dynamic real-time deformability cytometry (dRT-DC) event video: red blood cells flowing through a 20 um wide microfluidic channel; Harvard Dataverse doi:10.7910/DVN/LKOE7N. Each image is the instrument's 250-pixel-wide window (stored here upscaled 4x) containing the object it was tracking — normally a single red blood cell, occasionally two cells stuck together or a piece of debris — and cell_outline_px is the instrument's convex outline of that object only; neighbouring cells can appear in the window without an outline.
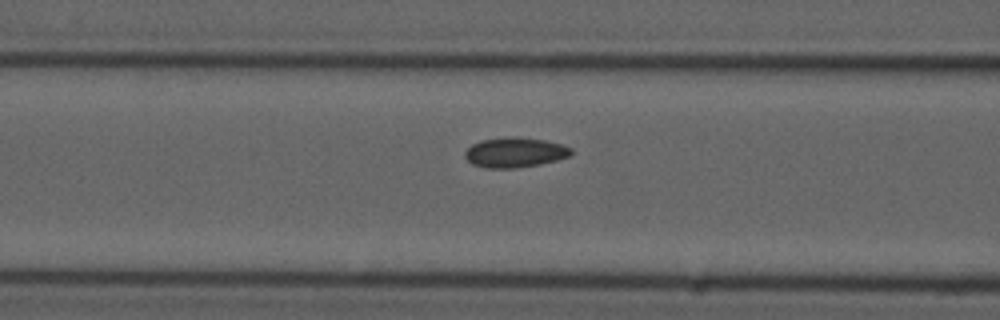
{"species": "common noctule bat (a hibernating species)", "species_latin": "Nyctalus noctula", "temperature_condition": "cold", "stored_images_in_passage": 17, "camera_frame_rate_fps": 3000, "um_per_image_px": 0.085, "animal": {"sex": "male", "forearm_length_mm": 52.5}, "frame": {"image": 1, "passage_image": 15, "time_ms": 4.667, "image_size_px": [1000, 320], "cell_outline_px": [[572, 152], [568, 156], [556, 160], [540, 164], [516, 168], [484, 168], [472, 164], [464, 156], [464, 152], [472, 144], [480, 140], [512, 136], [516, 136], [544, 140], [560, 144], [572, 148]], "centroid_in_image_um": [43.73, 12.95], "position_along_channel_um": 122.9, "area_um2": 18.55}}